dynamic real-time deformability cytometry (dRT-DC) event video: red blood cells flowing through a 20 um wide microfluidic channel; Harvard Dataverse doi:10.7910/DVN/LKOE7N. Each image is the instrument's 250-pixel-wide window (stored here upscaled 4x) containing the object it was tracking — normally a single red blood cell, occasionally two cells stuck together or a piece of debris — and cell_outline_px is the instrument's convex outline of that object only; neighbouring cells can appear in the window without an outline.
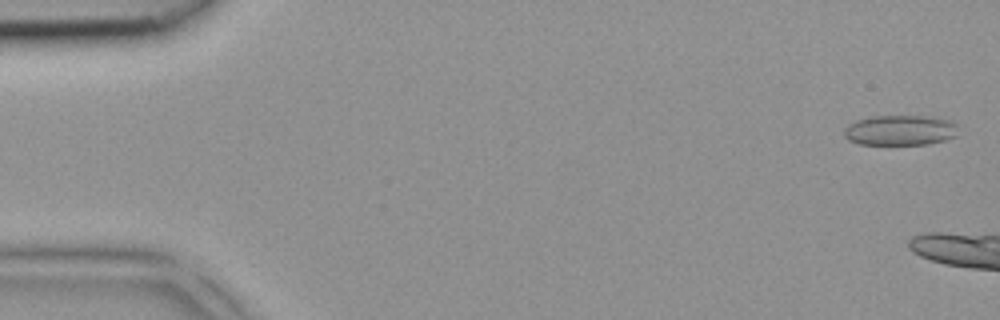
{"species": "common noctule bat (a hibernating species)", "species_latin": "Nyctalus noctula", "temperature_condition": "room temperature", "stored_images_in_passage": 7, "camera_frame_rate_fps": 3000, "um_per_image_px": 0.085, "animal": {"sex": "female", "body_mass_g": 18.4}, "frame": {"image": 1, "passage_image": 1, "time_ms": 0.0, "image_size_px": [1000, 320], "cell_outline_px": [[956, 136], [944, 140], [928, 144], [860, 144], [848, 140], [844, 136], [844, 128], [848, 124], [856, 120], [872, 116], [928, 116], [952, 120], [956, 124]], "centroid_in_image_um": [76.5, 11.06], "position_along_channel_um": 8.5, "area_um2": 20.17}}